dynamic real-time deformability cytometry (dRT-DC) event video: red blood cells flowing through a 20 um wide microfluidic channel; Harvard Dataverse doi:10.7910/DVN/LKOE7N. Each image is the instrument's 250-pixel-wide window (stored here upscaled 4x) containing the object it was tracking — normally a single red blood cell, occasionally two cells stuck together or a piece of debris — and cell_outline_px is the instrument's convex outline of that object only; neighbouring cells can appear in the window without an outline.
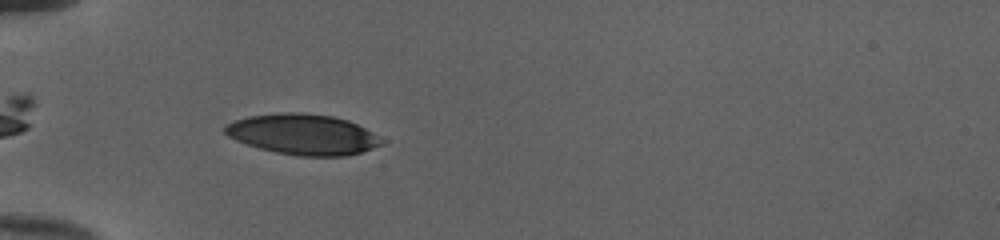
{"species": "human", "species_latin": "Homo sapiens", "temperature_condition": "cold", "stored_images_in_passage": 37, "camera_frame_rate_fps": 3000, "um_per_image_px": 0.085, "donor": {"sex": "female"}, "frame": {"image": 1, "passage_image": 3, "time_ms": 0.667, "image_size_px": [1000, 240], "cell_outline_px": [[384, 144], [348, 156], [300, 156], [276, 152], [260, 148], [236, 140], [228, 136], [224, 132], [224, 124], [248, 116], [280, 112], [300, 112], [332, 116], [348, 120], [372, 132], [384, 140]], "centroid_in_image_um": [25.75, 11.42], "position_along_channel_um": 59.3, "area_um2": 36.99}}
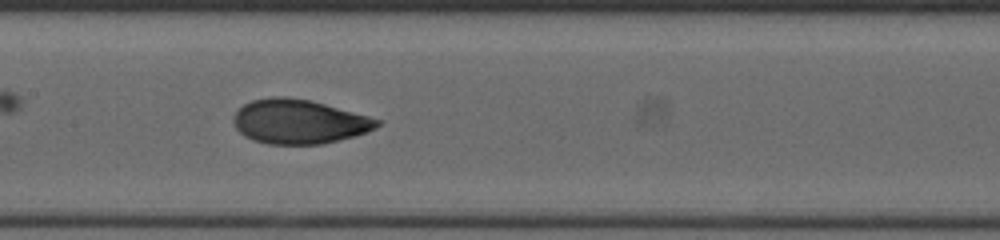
{"frame": {"image": 2, "passage_image": 13, "time_ms": 4.0, "image_size_px": [1000, 240], "cell_outline_px": [[384, 120], [376, 128], [368, 132], [356, 136], [320, 144], [268, 144], [252, 140], [244, 136], [236, 128], [232, 120], [236, 112], [244, 104], [252, 100], [272, 96], [288, 96], [312, 100]], "centroid_in_image_um": [25.44, 10.33], "position_along_channel_um": 182.0, "area_um2": 37.45}}
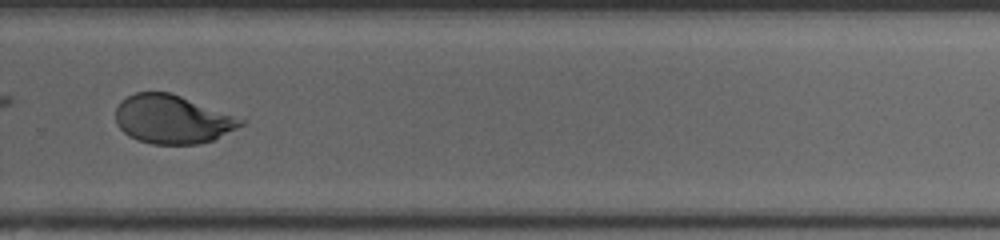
{"frame": {"image": 3, "passage_image": 23, "time_ms": 7.333, "image_size_px": [1000, 240], "cell_outline_px": [[248, 120], [244, 124], [212, 140], [200, 144], [152, 144], [128, 136], [116, 124], [116, 108], [120, 100], [136, 92], [168, 92], [180, 96]], "centroid_in_image_um": [14.64, 10.14], "position_along_channel_um": 315.2, "area_um2": 35.26}, "authors_computed_cell_mechanics": {"area_um2": 37.0498, "velocity_mm_per_s": 4.0083, "shape_relaxation_time_tau1_ms": 4.257, "shape_relaxation_time_tau2_ms": null, "deformation_change_tau1": 0.1784, "deformation_change_tau2": null}}